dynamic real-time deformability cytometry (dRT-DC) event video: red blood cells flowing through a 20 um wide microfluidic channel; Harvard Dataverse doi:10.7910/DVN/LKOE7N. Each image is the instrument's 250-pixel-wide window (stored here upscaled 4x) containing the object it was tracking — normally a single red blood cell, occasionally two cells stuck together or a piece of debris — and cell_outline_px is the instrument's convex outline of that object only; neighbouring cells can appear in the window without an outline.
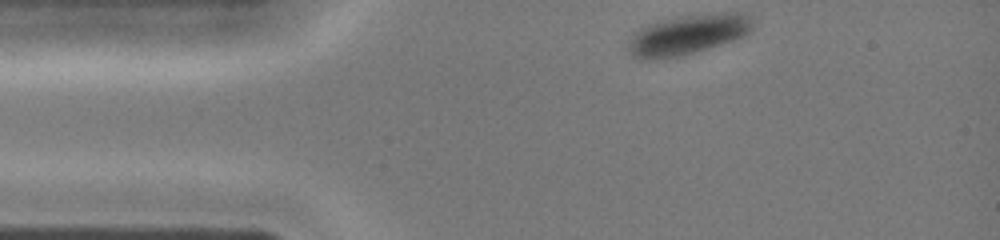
{"species": "common noctule bat (a hibernating species)", "species_latin": "Nyctalus noctula", "temperature_condition": "cold", "stored_images_in_passage": 31, "camera_frame_rate_fps": 3000, "um_per_image_px": 0.085, "animal": {"sex": "female", "body_mass_g": 19.0, "forearm_length_mm": 51.5}, "frame": {"image": 1, "passage_image": 1, "time_ms": 0.0, "image_size_px": [1000, 240], "cell_outline_px": [[752, 32], [744, 36], [708, 48], [680, 56], [652, 60], [640, 60], [632, 56], [628, 52], [628, 40], [632, 32], [648, 24], [660, 20], [684, 16], [712, 12], [752, 12]], "centroid_in_image_um": [58.46, 2.92], "position_along_channel_um": 26.5, "area_um2": 29.65}}
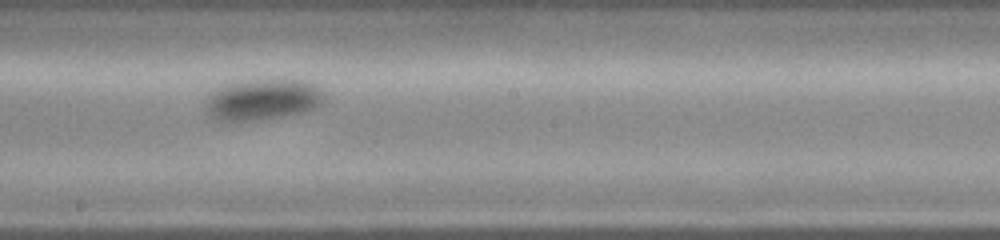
{"frame": {"image": 2, "passage_image": 17, "time_ms": 5.333, "image_size_px": [1000, 240], "cell_outline_px": [[324, 100], [316, 108], [304, 112], [256, 120], [216, 120], [208, 112], [208, 96], [220, 88], [228, 84], [244, 80], [280, 76], [288, 76], [304, 80], [312, 84], [324, 96]], "centroid_in_image_um": [22.4, 8.4], "position_along_channel_um": 225.8, "area_um2": 28.5}}
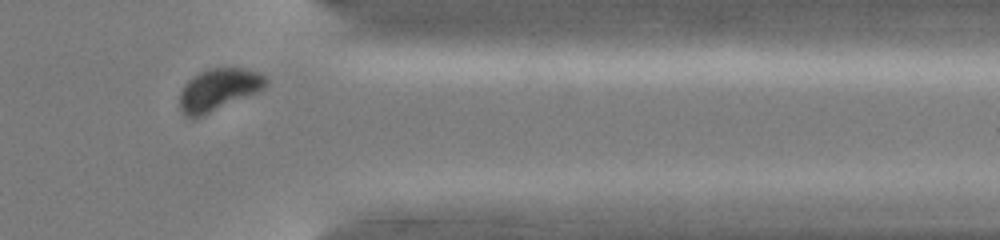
{"frame": {"image": 3, "passage_image": 28, "time_ms": 9.0, "image_size_px": [1000, 240], "cell_outline_px": [[268, 84], [260, 92], [192, 120], [184, 116], [180, 108], [180, 92], [184, 84], [192, 76], [208, 68], [240, 68], [256, 72], [264, 76], [268, 80]], "centroid_in_image_um": [18.56, 7.64], "position_along_channel_um": 392.8, "area_um2": 21.39}}